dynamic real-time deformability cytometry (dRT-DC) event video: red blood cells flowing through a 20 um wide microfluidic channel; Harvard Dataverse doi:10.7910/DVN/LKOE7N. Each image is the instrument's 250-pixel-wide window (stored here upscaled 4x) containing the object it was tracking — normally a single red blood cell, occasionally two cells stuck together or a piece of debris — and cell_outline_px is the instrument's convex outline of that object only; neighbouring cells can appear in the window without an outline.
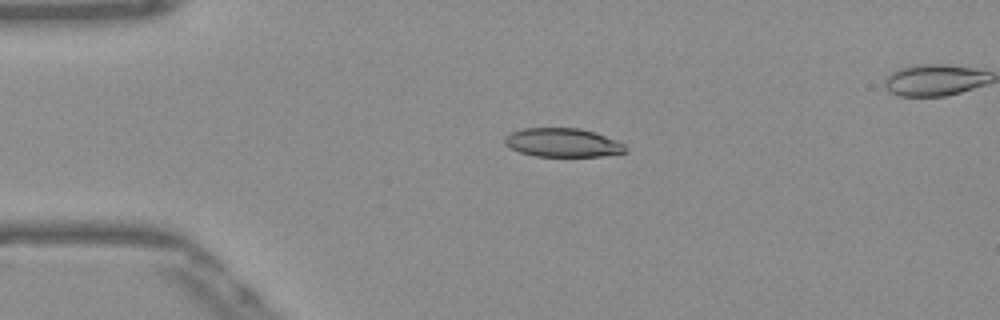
{"species": "Egyptian fruit bat (a non-hibernating species)", "species_latin": "Rousettus aegyptiacus", "temperature_condition": "warm", "stored_images_in_passage": 40, "camera_frame_rate_fps": 3000, "um_per_image_px": 0.085, "frame": {"image": 1, "passage_image": 1, "time_ms": 0.0, "image_size_px": [1000, 320], "cell_outline_px": [[628, 152], [600, 156], [536, 156], [520, 152], [504, 144], [504, 136], [520, 128], [580, 128], [616, 140], [624, 144], [628, 148]], "centroid_in_image_um": [47.82, 12.12], "position_along_channel_um": 37.2, "area_um2": 20.17}}
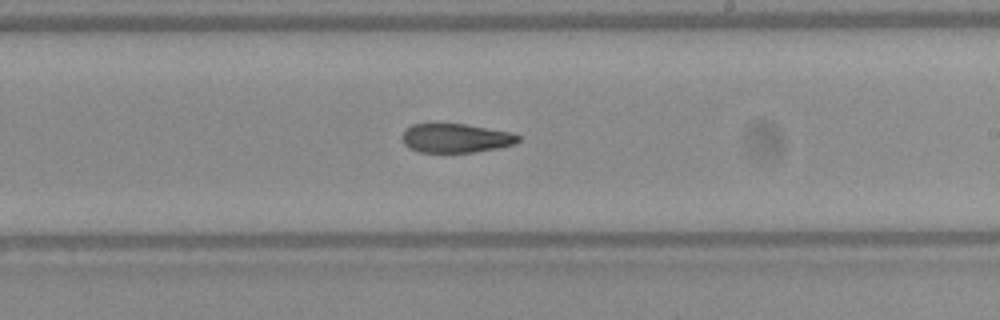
{"frame": {"image": 2, "passage_image": 20, "time_ms": 6.333, "image_size_px": [1000, 320], "cell_outline_px": [[520, 140], [512, 144], [496, 148], [472, 152], [420, 152], [408, 148], [404, 144], [400, 136], [404, 128], [412, 124], [464, 124], [512, 132], [520, 136]], "centroid_in_image_um": [38.67, 11.73], "position_along_channel_um": 250.3, "area_um2": 19.65}}
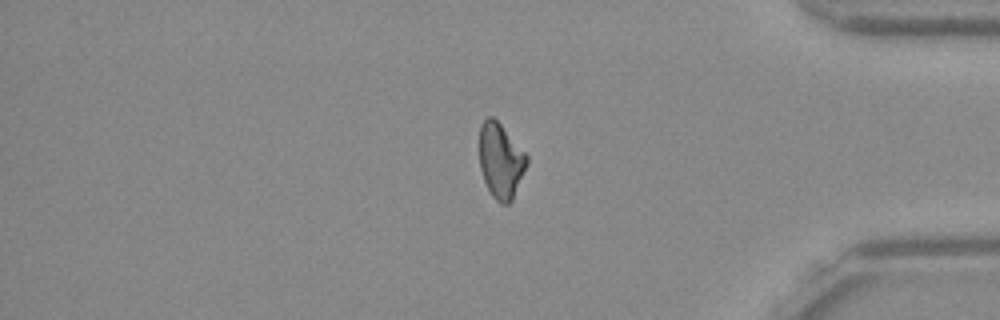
{"frame": {"image": 3, "passage_image": 33, "time_ms": 10.667, "image_size_px": [1000, 320], "cell_outline_px": [[528, 164], [512, 200], [508, 204], [500, 204], [492, 196], [484, 180], [480, 168], [480, 124], [488, 116], [492, 116], [500, 124], [528, 156]], "centroid_in_image_um": [42.56, 13.68], "position_along_channel_um": 392.6, "area_um2": 20.58}}